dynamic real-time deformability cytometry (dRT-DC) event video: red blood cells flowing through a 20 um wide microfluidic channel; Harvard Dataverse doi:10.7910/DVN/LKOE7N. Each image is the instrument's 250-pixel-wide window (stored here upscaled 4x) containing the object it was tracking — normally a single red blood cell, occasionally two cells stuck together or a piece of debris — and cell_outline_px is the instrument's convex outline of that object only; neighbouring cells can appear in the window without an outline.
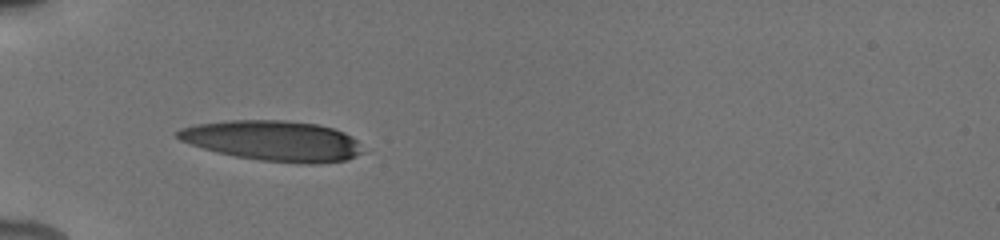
{"species": "human", "species_latin": "Homo sapiens", "temperature_condition": "cold", "stored_images_in_passage": 13, "camera_frame_rate_fps": 3000, "um_per_image_px": 0.085, "donor": {"sex": "male"}, "frame": {"image": 1, "passage_image": 6, "time_ms": 4.333, "image_size_px": [1000, 240], "cell_outline_px": [[368, 152], [348, 160], [320, 164], [300, 164], [260, 160], [236, 156], [216, 152], [180, 140], [176, 136], [176, 132], [180, 128], [196, 124], [228, 120], [284, 120], [320, 124], [344, 132], [352, 136]], "centroid_in_image_um": [23.3, 11.97], "position_along_channel_um": 61.7, "area_um2": 44.04}}
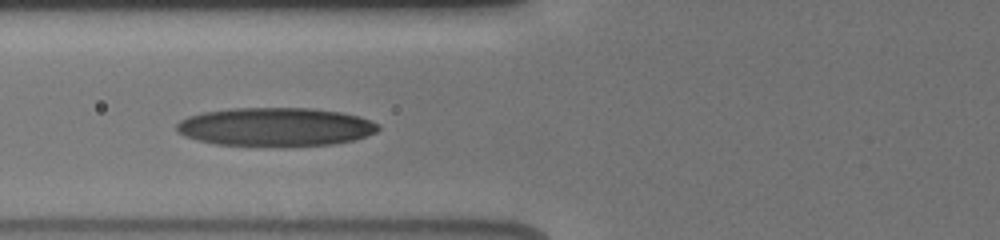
{"frame": {"image": 2, "passage_image": 8, "time_ms": 5.667, "image_size_px": [1000, 240], "cell_outline_px": [[380, 128], [376, 132], [352, 140], [332, 144], [284, 148], [216, 144], [196, 140], [184, 136], [176, 132], [176, 124], [180, 120], [188, 116], [200, 112], [228, 108], [312, 108], [340, 112], [360, 116], [372, 120], [380, 124]], "centroid_in_image_um": [23.39, 10.8], "position_along_channel_um": 102.4, "area_um2": 46.41}}
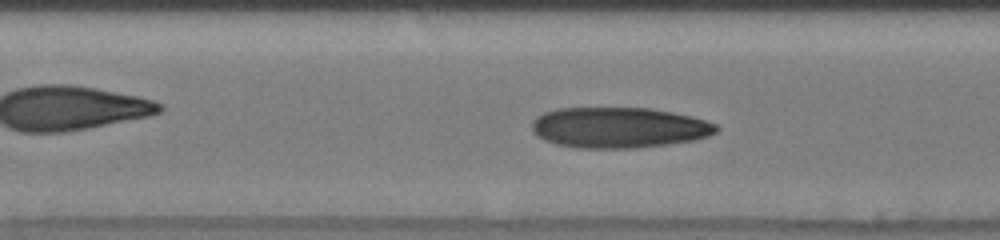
{"frame": {"image": 3, "passage_image": 10, "time_ms": 7.0, "image_size_px": [1000, 240], "cell_outline_px": [[720, 128], [716, 132], [708, 136], [696, 140], [668, 144], [636, 148], [576, 148], [556, 144], [544, 140], [536, 136], [532, 132], [532, 120], [536, 116], [544, 112], [556, 108], [652, 108], [672, 112], [704, 120], [716, 124]], "centroid_in_image_um": [52.56, 10.85], "position_along_channel_um": 154.8, "area_um2": 43.99}}